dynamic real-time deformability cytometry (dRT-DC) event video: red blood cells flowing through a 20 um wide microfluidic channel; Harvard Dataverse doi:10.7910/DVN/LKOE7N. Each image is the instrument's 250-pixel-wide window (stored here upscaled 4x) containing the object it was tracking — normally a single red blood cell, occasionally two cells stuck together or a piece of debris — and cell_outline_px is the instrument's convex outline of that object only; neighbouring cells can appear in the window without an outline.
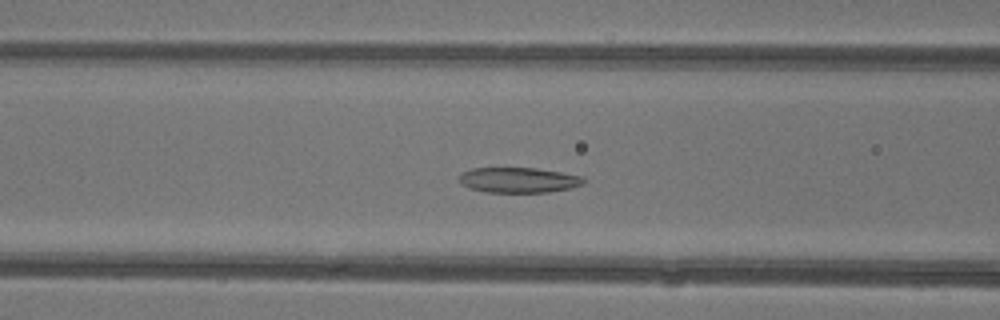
{"species": "common noctule bat (a hibernating species)", "species_latin": "Nyctalus noctula", "temperature_condition": "warm", "stored_images_in_passage": 35, "camera_frame_rate_fps": 3000, "um_per_image_px": 0.085, "animal": {"sex": "female"}, "frame": {"image": 1, "passage_image": 7, "time_ms": 2.0, "image_size_px": [1000, 320], "cell_outline_px": [[584, 184], [572, 188], [548, 192], [484, 192], [460, 184], [456, 176], [472, 168], [536, 168], [584, 176]], "centroid_in_image_um": [44.07, 15.3], "position_along_channel_um": 122.5, "area_um2": 18.44}}
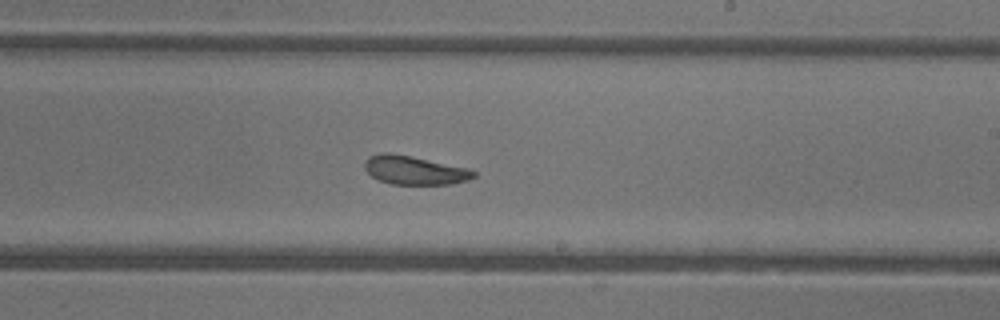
{"frame": {"image": 2, "passage_image": 16, "time_ms": 5.0, "image_size_px": [1000, 320], "cell_outline_px": [[476, 176], [468, 180], [452, 184], [392, 184], [376, 180], [364, 168], [364, 164], [368, 156], [380, 152], [388, 152], [468, 168], [476, 172]], "centroid_in_image_um": [35.2, 14.47], "position_along_channel_um": 253.8, "area_um2": 18.15}}
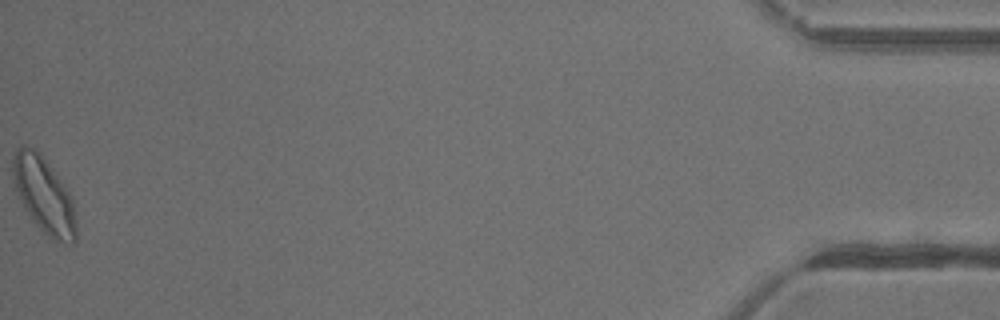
{"frame": {"image": 3, "passage_image": 35, "time_ms": 11.333, "image_size_px": [1000, 320], "cell_outline_px": [[76, 244], [64, 244], [52, 240], [32, 220], [24, 208], [16, 188], [12, 176], [12, 156], [16, 148], [20, 144], [24, 144], [40, 152], [72, 196], [76, 224]], "centroid_in_image_um": [3.74, 16.59], "position_along_channel_um": 431.5, "area_um2": 28.26}, "authors_computed_cell_mechanics": {"area_um2": 19.7676, "velocity_mm_per_s": 4.3847, "shape_relaxation_time_tau1_ms": 4.2107, "shape_relaxation_time_tau2_ms": 2.4602, "deformation_change_tau1": 0.1289, "deformation_change_tau2": 0.1103}}